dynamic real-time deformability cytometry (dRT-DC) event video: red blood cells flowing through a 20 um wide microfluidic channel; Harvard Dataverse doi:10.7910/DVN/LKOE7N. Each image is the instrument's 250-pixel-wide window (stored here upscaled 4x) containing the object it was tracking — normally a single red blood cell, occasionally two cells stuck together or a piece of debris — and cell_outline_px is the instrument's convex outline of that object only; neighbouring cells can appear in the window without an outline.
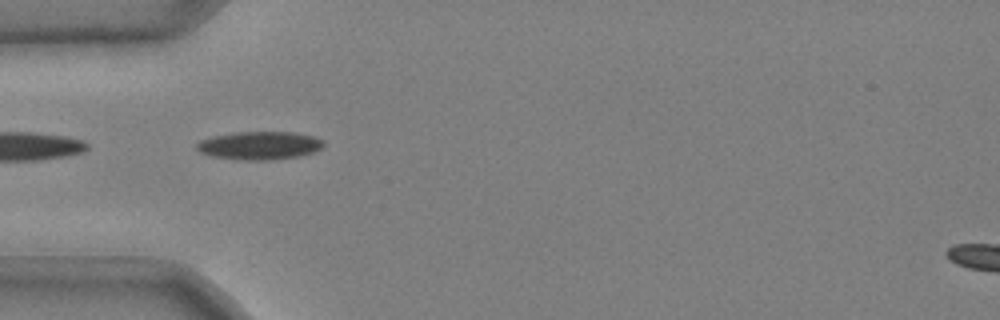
{"species": "common noctule bat (a hibernating species)", "species_latin": "Nyctalus noctula", "temperature_condition": "cold", "stored_images_in_passage": 34, "camera_frame_rate_fps": 3000, "um_per_image_px": 0.085, "animal": {"sex": "male", "body_mass_g": 20.4}, "frame": {"image": 1, "passage_image": 1, "time_ms": 0.0, "image_size_px": [1000, 320], "cell_outline_px": [[324, 144], [320, 148], [312, 152], [296, 156], [268, 160], [236, 160], [212, 156], [200, 152], [196, 148], [196, 144], [200, 140], [212, 136], [232, 132], [292, 132], [312, 136], [324, 140]], "centroid_in_image_um": [22.0, 12.36], "position_along_channel_um": 63.0, "area_um2": 20.75}}
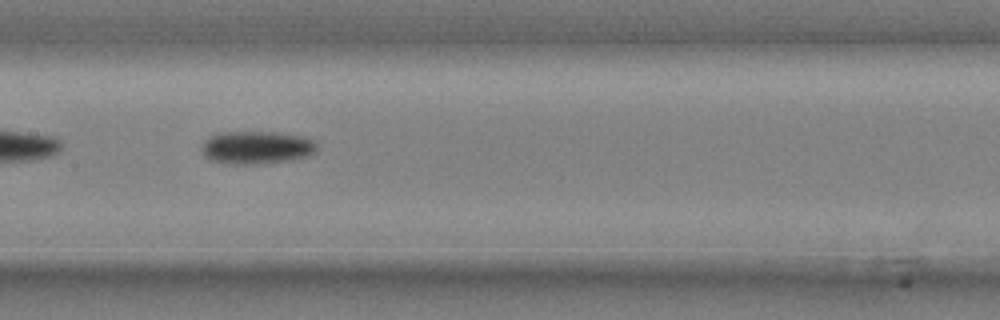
{"frame": {"image": 2, "passage_image": 11, "time_ms": 3.333, "image_size_px": [1000, 320], "cell_outline_px": [[316, 152], [308, 156], [292, 160], [256, 164], [228, 164], [212, 160], [204, 156], [204, 140], [216, 132], [280, 132], [304, 136], [312, 140], [316, 144]], "centroid_in_image_um": [21.84, 12.53], "position_along_channel_um": 185.6, "area_um2": 22.2}}
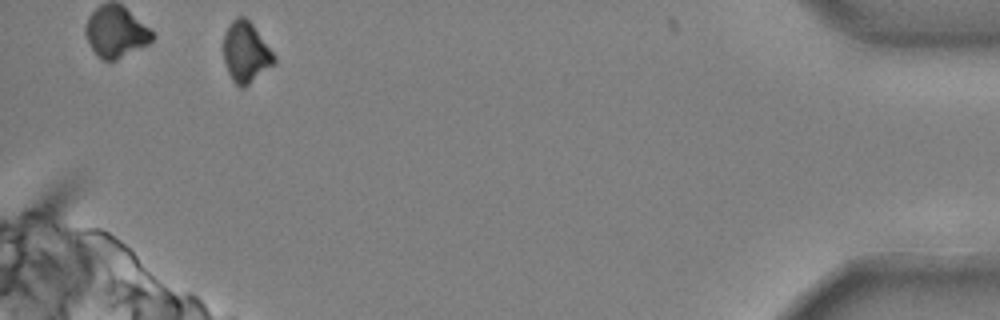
{"frame": {"image": 3, "passage_image": 34, "time_ms": 11.0, "image_size_px": [1000, 320], "cell_outline_px": [[276, 60], [272, 64], [244, 88], [240, 88], [232, 80], [228, 72], [224, 60], [224, 32], [228, 24], [236, 16], [244, 16], [252, 24], [276, 56]], "centroid_in_image_um": [20.87, 4.42], "position_along_channel_um": 414.3, "area_um2": 17.69}, "authors_computed_cell_mechanics": {"area_um2": 20.9814, "velocity_mm_per_s": 3.708, "shape_relaxation_time_tau1_ms": 4.191, "shape_relaxation_time_tau2_ms": null, "deformation_change_tau1": 0.1214, "deformation_change_tau2": null}}